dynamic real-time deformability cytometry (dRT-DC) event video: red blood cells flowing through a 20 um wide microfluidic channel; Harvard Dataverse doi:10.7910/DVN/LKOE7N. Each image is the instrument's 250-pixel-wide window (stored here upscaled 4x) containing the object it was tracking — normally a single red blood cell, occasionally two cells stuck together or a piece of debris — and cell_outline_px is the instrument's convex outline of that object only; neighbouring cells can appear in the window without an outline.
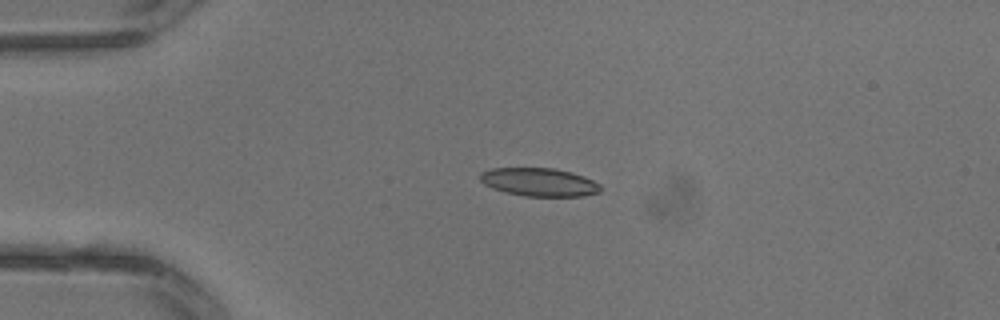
{"species": "common noctule bat (a hibernating species)", "species_latin": "Nyctalus noctula", "temperature_condition": "warm", "stored_images_in_passage": 3, "camera_frame_rate_fps": 3000, "um_per_image_px": 0.085, "animal": {"sex": "male", "body_mass_g": 13.3}, "frame": {"image": 1, "passage_image": 2, "time_ms": 0.333, "image_size_px": [1000, 320], "cell_outline_px": [[600, 192], [584, 196], [524, 196], [504, 192], [492, 188], [484, 184], [480, 180], [480, 172], [492, 168], [552, 168], [584, 176], [600, 184]], "centroid_in_image_um": [45.8, 15.48], "position_along_channel_um": 39.2, "area_um2": 19.77}}
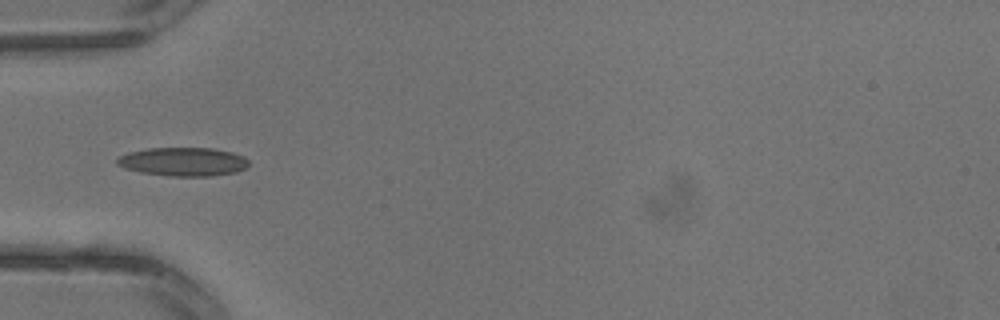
{"frame": {"image": 2, "passage_image": 3, "time_ms": 0.667, "image_size_px": [1000, 320], "cell_outline_px": [[248, 168], [236, 172], [212, 176], [172, 176], [140, 172], [124, 168], [116, 164], [116, 160], [120, 156], [128, 152], [148, 148], [212, 148], [232, 152], [244, 156], [248, 160]], "centroid_in_image_um": [15.59, 13.74], "position_along_channel_um": 69.4, "area_um2": 22.08}}